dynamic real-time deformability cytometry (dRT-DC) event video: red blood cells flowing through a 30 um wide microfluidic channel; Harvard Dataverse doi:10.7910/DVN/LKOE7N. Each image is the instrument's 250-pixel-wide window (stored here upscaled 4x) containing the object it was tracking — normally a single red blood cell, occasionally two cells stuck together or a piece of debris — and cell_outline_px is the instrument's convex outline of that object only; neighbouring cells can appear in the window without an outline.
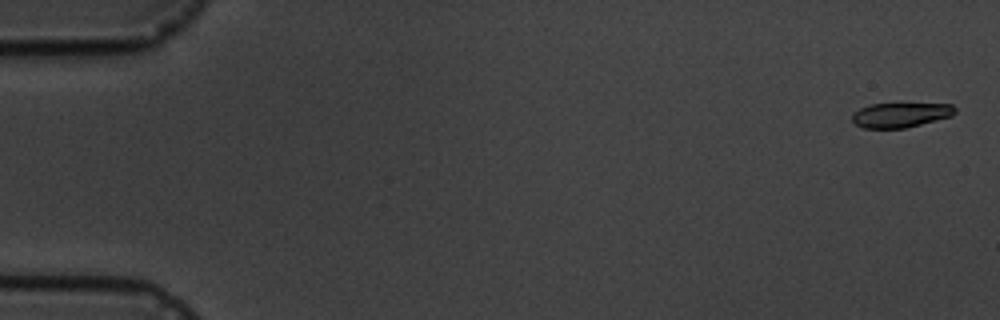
{"species": "common noctule bat (a hibernating species)", "species_latin": "Nyctalus noctula", "temperature_condition": "cold", "stored_images_in_passage": 4, "camera_frame_rate_fps": 3000, "um_per_image_px": 0.085, "animal": {"sex": "male", "body_mass_g": 19.5, "forearm_length_mm": 54.6}, "frame": {"image": 1, "passage_image": 1, "time_ms": 0.0, "image_size_px": [1000, 320], "cell_outline_px": [[956, 112], [952, 116], [904, 128], [864, 128], [856, 124], [852, 120], [852, 116], [860, 108], [872, 104], [952, 104], [956, 108]], "centroid_in_image_um": [76.57, 9.77], "position_along_channel_um": 8.4, "area_um2": 14.57}}